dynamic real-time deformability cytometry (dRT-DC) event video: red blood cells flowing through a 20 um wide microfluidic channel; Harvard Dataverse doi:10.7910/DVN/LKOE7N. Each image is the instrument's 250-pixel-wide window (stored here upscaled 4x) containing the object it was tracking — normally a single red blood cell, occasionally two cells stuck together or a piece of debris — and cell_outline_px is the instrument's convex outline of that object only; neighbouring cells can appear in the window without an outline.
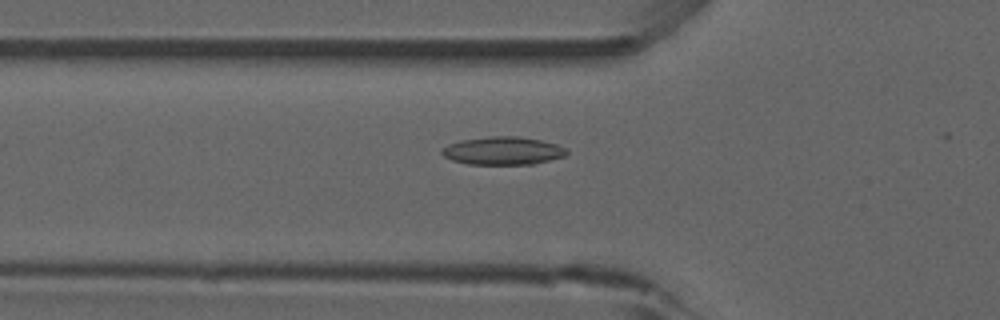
{"species": "common noctule bat (a hibernating species)", "species_latin": "Nyctalus noctula", "temperature_condition": "room temperature", "stored_images_in_passage": 39, "camera_frame_rate_fps": 3000, "um_per_image_px": 0.085, "animal": {"sex": "male", "forearm_length_mm": 52.5}, "frame": {"image": 1, "passage_image": 5, "time_ms": 1.333, "image_size_px": [1000, 320], "cell_outline_px": [[568, 152], [564, 156], [532, 164], [468, 164], [452, 160], [444, 156], [440, 152], [440, 148], [448, 144], [464, 140], [488, 136], [520, 136], [540, 140], [556, 144], [564, 148]], "centroid_in_image_um": [42.7, 12.81], "position_along_channel_um": 83.1, "area_um2": 20.23}}
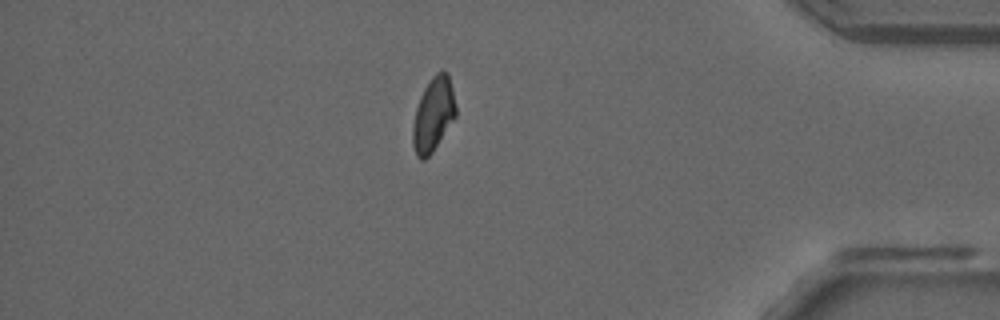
{"frame": {"image": 2, "passage_image": 32, "time_ms": 10.333, "image_size_px": [1000, 320], "cell_outline_px": [[456, 116], [432, 152], [424, 160], [420, 160], [416, 156], [412, 144], [412, 128], [416, 108], [420, 96], [424, 88], [432, 76], [436, 72], [448, 72], [452, 88], [456, 108]], "centroid_in_image_um": [36.81, 9.74], "position_along_channel_um": 398.4, "area_um2": 18.5}}
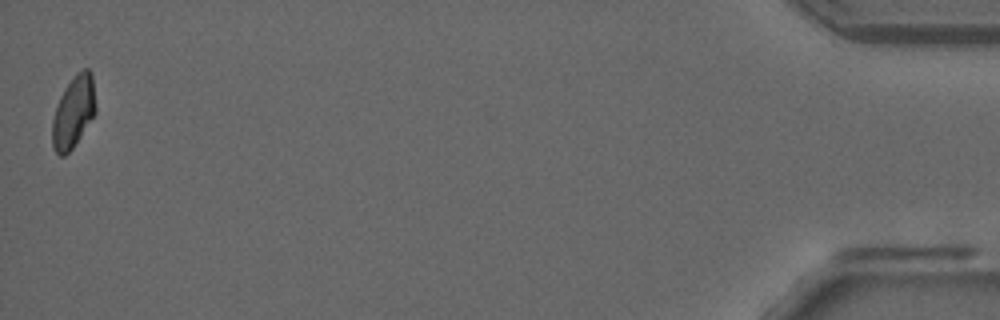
{"frame": {"image": 3, "passage_image": 39, "time_ms": 12.667, "image_size_px": [1000, 320], "cell_outline_px": [[96, 112], [72, 148], [64, 156], [60, 156], [52, 148], [52, 120], [60, 96], [64, 88], [72, 76], [76, 72], [84, 68], [88, 68], [92, 72], [96, 108]], "centroid_in_image_um": [6.24, 9.47], "position_along_channel_um": 429.0, "area_um2": 18.21}, "authors_computed_cell_mechanics": {"area_um2": 18.5538, "velocity_mm_per_s": 3.8986, "shape_relaxation_time_tau1_ms": null, "shape_relaxation_time_tau2_ms": 3.7406, "deformation_change_tau1": null, "deformation_change_tau2": 0.0832}}